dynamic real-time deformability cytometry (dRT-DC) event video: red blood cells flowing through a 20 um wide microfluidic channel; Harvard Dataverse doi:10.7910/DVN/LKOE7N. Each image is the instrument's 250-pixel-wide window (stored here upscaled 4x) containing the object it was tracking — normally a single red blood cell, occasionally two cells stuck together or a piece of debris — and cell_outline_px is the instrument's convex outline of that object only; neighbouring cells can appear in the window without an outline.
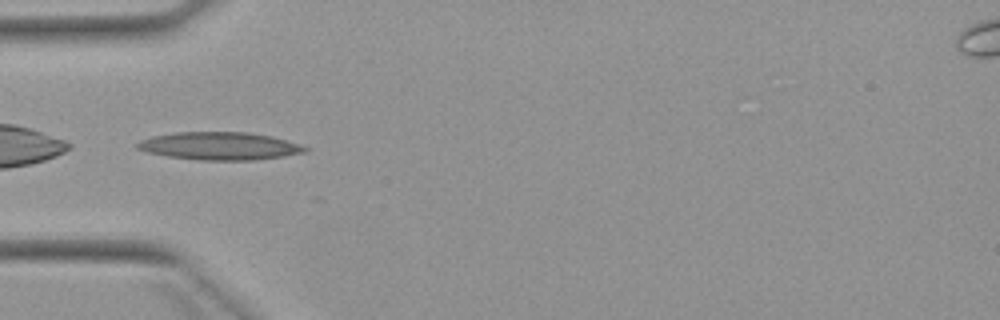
{"species": "Egyptian fruit bat (a non-hibernating species)", "species_latin": "Rousettus aegyptiacus", "temperature_condition": "warm", "stored_images_in_passage": 6, "camera_frame_rate_fps": 3000, "um_per_image_px": 0.085, "animal": {"sex": "female"}, "frame": {"image": 1, "passage_image": 4, "time_ms": 3.667, "image_size_px": [1000, 320], "cell_outline_px": [[308, 152], [284, 156], [252, 160], [200, 160], [168, 156], [148, 152], [136, 148], [136, 144], [140, 140], [152, 136], [176, 132], [248, 132], [272, 136], [308, 148]], "centroid_in_image_um": [18.65, 12.41], "position_along_channel_um": 66.4, "area_um2": 26.99}}
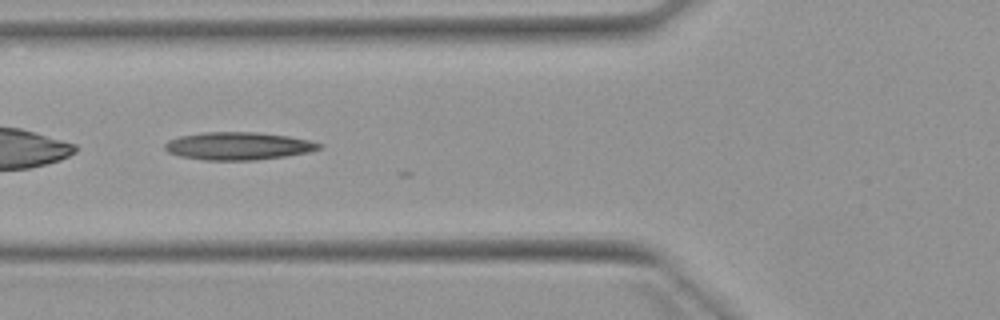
{"frame": {"image": 2, "passage_image": 5, "time_ms": 4.667, "image_size_px": [1000, 320], "cell_outline_px": [[324, 148], [308, 152], [284, 156], [256, 160], [204, 160], [180, 156], [168, 152], [164, 148], [164, 144], [168, 140], [180, 136], [204, 132], [256, 132], [288, 136], [308, 140], [324, 144]], "centroid_in_image_um": [20.26, 12.41], "position_along_channel_um": 105.5, "area_um2": 24.97}}